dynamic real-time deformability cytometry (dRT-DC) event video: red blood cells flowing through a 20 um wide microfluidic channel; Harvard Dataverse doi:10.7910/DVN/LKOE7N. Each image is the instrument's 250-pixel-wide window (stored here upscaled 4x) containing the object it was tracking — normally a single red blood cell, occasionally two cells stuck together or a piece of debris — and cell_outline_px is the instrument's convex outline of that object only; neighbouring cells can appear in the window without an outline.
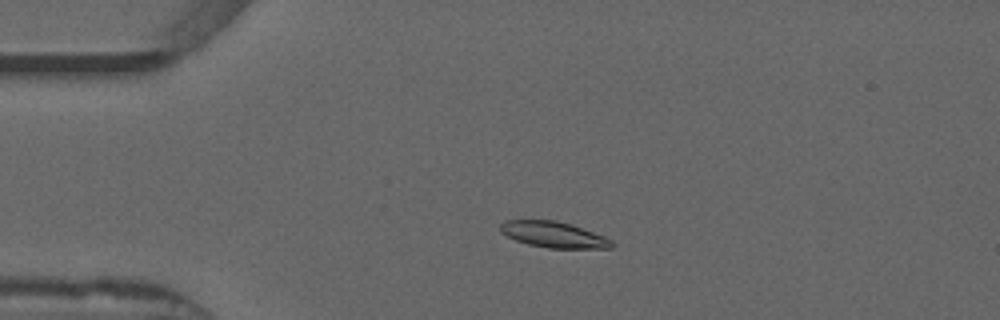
{"species": "common noctule bat (a hibernating species)", "species_latin": "Nyctalus noctula", "temperature_condition": "warm", "stored_images_in_passage": 53, "camera_frame_rate_fps": 3000, "um_per_image_px": 0.085, "animal": {"sex": "male", "forearm_length_mm": 52.5}, "frame": {"image": 1, "passage_image": 11, "time_ms": 3.333, "image_size_px": [1000, 320], "cell_outline_px": [[616, 244], [612, 248], [548, 248], [528, 244], [516, 240], [500, 232], [500, 224], [504, 220], [556, 220], [604, 236], [612, 240]], "centroid_in_image_um": [47.05, 19.95], "position_along_channel_um": 37.9, "area_um2": 16.7}}
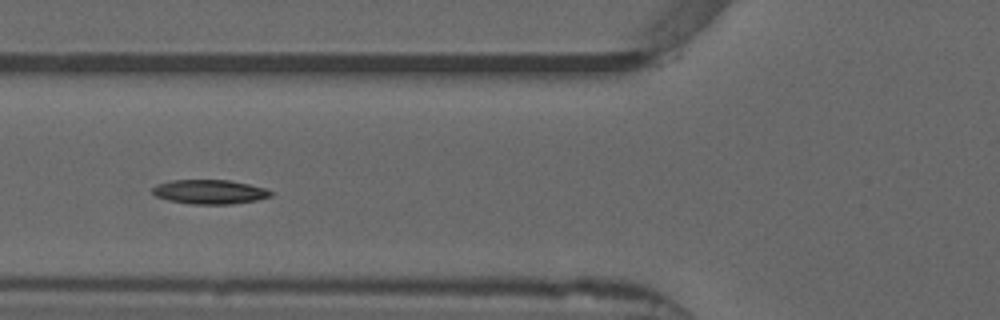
{"frame": {"image": 2, "passage_image": 19, "time_ms": 6.0, "image_size_px": [1000, 320], "cell_outline_px": [[272, 196], [256, 200], [232, 204], [188, 204], [168, 200], [156, 196], [152, 192], [152, 188], [156, 184], [168, 180], [228, 180], [248, 184], [264, 188], [272, 192]], "centroid_in_image_um": [17.78, 16.31], "position_along_channel_um": 108.0, "area_um2": 16.76}}
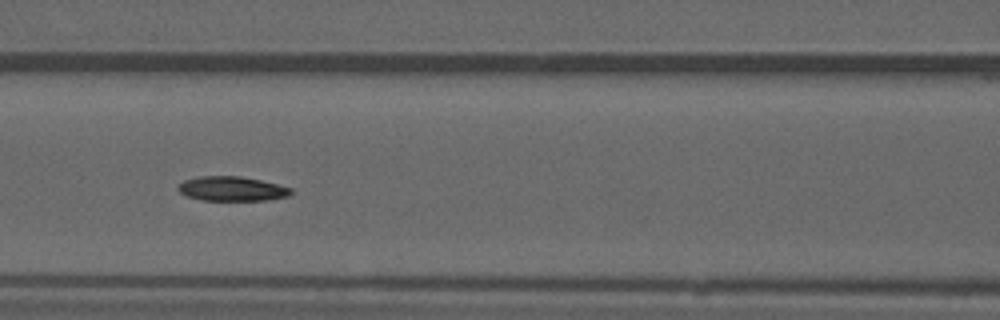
{"frame": {"image": 3, "passage_image": 22, "time_ms": 7.0, "image_size_px": [1000, 320], "cell_outline_px": [[292, 192], [288, 196], [268, 200], [200, 200], [188, 196], [180, 192], [176, 188], [184, 180], [200, 176], [240, 176], [260, 180], [292, 188]], "centroid_in_image_um": [19.7, 16.04], "position_along_channel_um": 146.9, "area_um2": 16.01}, "authors_computed_cell_mechanics": {"area_um2": 16.6464, "velocity_mm_per_s": 3.8638, "shape_relaxation_time_tau1_ms": 8.804, "shape_relaxation_time_tau2_ms": null, "deformation_change_tau1": 0.1874, "deformation_change_tau2": null}}